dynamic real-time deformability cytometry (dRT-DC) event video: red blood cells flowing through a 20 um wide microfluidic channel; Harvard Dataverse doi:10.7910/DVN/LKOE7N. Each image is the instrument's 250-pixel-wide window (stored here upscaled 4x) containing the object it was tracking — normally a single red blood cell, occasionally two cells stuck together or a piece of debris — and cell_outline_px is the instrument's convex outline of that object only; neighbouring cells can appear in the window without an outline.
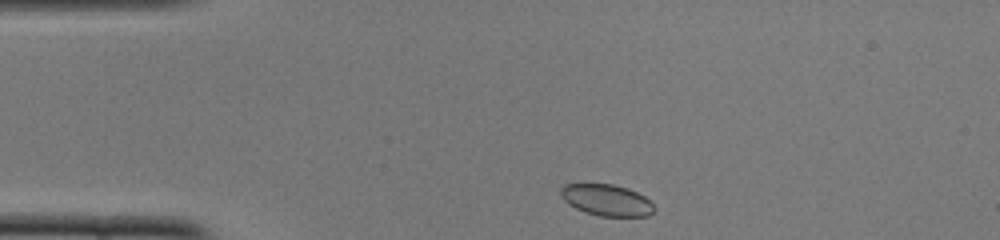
{"species": "common noctule bat (a hibernating species)", "species_latin": "Nyctalus noctula", "temperature_condition": "cold", "stored_images_in_passage": 43, "camera_frame_rate_fps": 3000, "um_per_image_px": 0.085, "animal": {"sex": "female", "body_mass_g": 22.0, "forearm_length_mm": 56.7}, "frame": {"image": 1, "passage_image": 1, "time_ms": 0.0, "image_size_px": [1000, 240], "cell_outline_px": [[656, 208], [648, 216], [600, 216], [584, 212], [568, 204], [564, 200], [560, 192], [560, 188], [564, 184], [612, 184], [628, 188], [644, 196]], "centroid_in_image_um": [51.55, 17.01], "position_along_channel_um": 33.4, "area_um2": 17.05}}
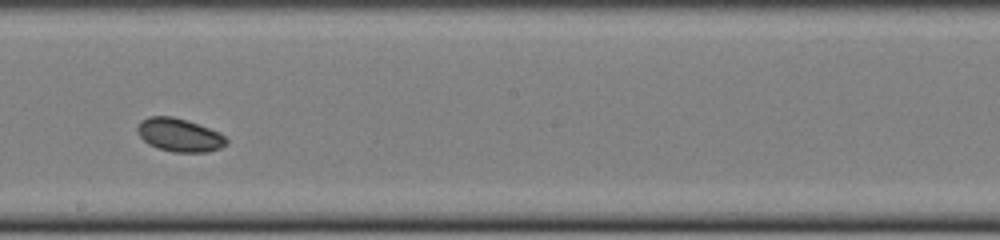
{"frame": {"image": 2, "passage_image": 20, "time_ms": 6.333, "image_size_px": [1000, 240], "cell_outline_px": [[228, 140], [220, 148], [208, 152], [172, 152], [148, 144], [140, 136], [136, 128], [140, 120], [148, 116], [172, 116], [220, 132]], "centroid_in_image_um": [15.22, 11.47], "position_along_channel_um": 233.0, "area_um2": 17.05}}
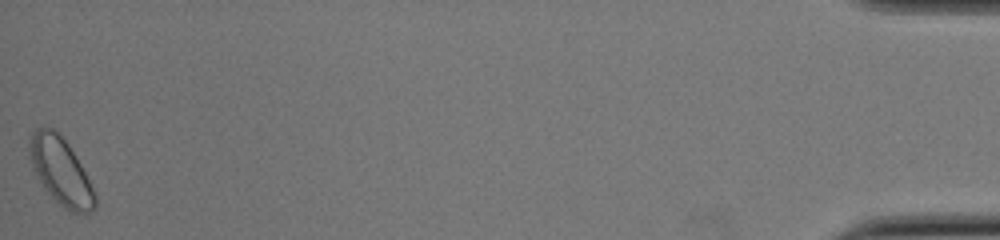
{"frame": {"image": 3, "passage_image": 43, "time_ms": 14.0, "image_size_px": [1000, 240], "cell_outline_px": [[96, 208], [92, 212], [68, 212], [44, 188], [32, 168], [28, 152], [28, 140], [36, 128], [52, 128], [68, 144], [80, 164], [96, 196]], "centroid_in_image_um": [5.13, 14.56], "position_along_channel_um": 430.1, "area_um2": 25.14}}